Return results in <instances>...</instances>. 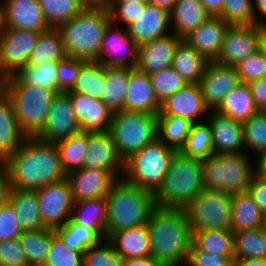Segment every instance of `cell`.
Returning <instances> with one entry per match:
<instances>
[{
    "label": "cell",
    "instance_id": "7dc6e473",
    "mask_svg": "<svg viewBox=\"0 0 266 266\" xmlns=\"http://www.w3.org/2000/svg\"><path fill=\"white\" fill-rule=\"evenodd\" d=\"M244 144L257 156L266 151V111H258L242 123Z\"/></svg>",
    "mask_w": 266,
    "mask_h": 266
},
{
    "label": "cell",
    "instance_id": "8c879c8a",
    "mask_svg": "<svg viewBox=\"0 0 266 266\" xmlns=\"http://www.w3.org/2000/svg\"><path fill=\"white\" fill-rule=\"evenodd\" d=\"M125 2H135L141 4H147L148 0H111L110 3H125Z\"/></svg>",
    "mask_w": 266,
    "mask_h": 266
},
{
    "label": "cell",
    "instance_id": "db71d44e",
    "mask_svg": "<svg viewBox=\"0 0 266 266\" xmlns=\"http://www.w3.org/2000/svg\"><path fill=\"white\" fill-rule=\"evenodd\" d=\"M234 255H219L198 249L192 242L190 244L188 259L185 265L188 266H233Z\"/></svg>",
    "mask_w": 266,
    "mask_h": 266
},
{
    "label": "cell",
    "instance_id": "bcb514c9",
    "mask_svg": "<svg viewBox=\"0 0 266 266\" xmlns=\"http://www.w3.org/2000/svg\"><path fill=\"white\" fill-rule=\"evenodd\" d=\"M38 2L45 22L52 28L69 21L85 8L80 0H38Z\"/></svg>",
    "mask_w": 266,
    "mask_h": 266
},
{
    "label": "cell",
    "instance_id": "836d02e7",
    "mask_svg": "<svg viewBox=\"0 0 266 266\" xmlns=\"http://www.w3.org/2000/svg\"><path fill=\"white\" fill-rule=\"evenodd\" d=\"M208 62L200 53L182 39L174 52L171 67L188 84H199Z\"/></svg>",
    "mask_w": 266,
    "mask_h": 266
},
{
    "label": "cell",
    "instance_id": "34e18365",
    "mask_svg": "<svg viewBox=\"0 0 266 266\" xmlns=\"http://www.w3.org/2000/svg\"><path fill=\"white\" fill-rule=\"evenodd\" d=\"M5 77L3 76V74L1 73V71H0V89L2 88V85H3V83L5 82Z\"/></svg>",
    "mask_w": 266,
    "mask_h": 266
},
{
    "label": "cell",
    "instance_id": "f5cc1de1",
    "mask_svg": "<svg viewBox=\"0 0 266 266\" xmlns=\"http://www.w3.org/2000/svg\"><path fill=\"white\" fill-rule=\"evenodd\" d=\"M241 83H250L266 76V59L261 49L235 66Z\"/></svg>",
    "mask_w": 266,
    "mask_h": 266
},
{
    "label": "cell",
    "instance_id": "60d3db41",
    "mask_svg": "<svg viewBox=\"0 0 266 266\" xmlns=\"http://www.w3.org/2000/svg\"><path fill=\"white\" fill-rule=\"evenodd\" d=\"M188 158L207 159L214 154L212 143V130L209 122L192 123L190 132L184 146L179 151Z\"/></svg>",
    "mask_w": 266,
    "mask_h": 266
},
{
    "label": "cell",
    "instance_id": "3957f363",
    "mask_svg": "<svg viewBox=\"0 0 266 266\" xmlns=\"http://www.w3.org/2000/svg\"><path fill=\"white\" fill-rule=\"evenodd\" d=\"M105 200L106 239L114 232L146 224L156 208L152 192L129 183L123 177L113 182Z\"/></svg>",
    "mask_w": 266,
    "mask_h": 266
},
{
    "label": "cell",
    "instance_id": "52a82bcc",
    "mask_svg": "<svg viewBox=\"0 0 266 266\" xmlns=\"http://www.w3.org/2000/svg\"><path fill=\"white\" fill-rule=\"evenodd\" d=\"M203 183L206 190H218L230 194L248 190L257 175L246 153L212 154L202 160Z\"/></svg>",
    "mask_w": 266,
    "mask_h": 266
},
{
    "label": "cell",
    "instance_id": "4316f807",
    "mask_svg": "<svg viewBox=\"0 0 266 266\" xmlns=\"http://www.w3.org/2000/svg\"><path fill=\"white\" fill-rule=\"evenodd\" d=\"M26 137L18 125L11 100L0 89V164L22 145Z\"/></svg>",
    "mask_w": 266,
    "mask_h": 266
},
{
    "label": "cell",
    "instance_id": "1f68e13d",
    "mask_svg": "<svg viewBox=\"0 0 266 266\" xmlns=\"http://www.w3.org/2000/svg\"><path fill=\"white\" fill-rule=\"evenodd\" d=\"M107 203L105 198L74 202L71 219L93 230L104 242L106 239Z\"/></svg>",
    "mask_w": 266,
    "mask_h": 266
},
{
    "label": "cell",
    "instance_id": "e0dca14e",
    "mask_svg": "<svg viewBox=\"0 0 266 266\" xmlns=\"http://www.w3.org/2000/svg\"><path fill=\"white\" fill-rule=\"evenodd\" d=\"M83 168L107 170L115 179L119 173L124 174V161L118 155L109 132H88Z\"/></svg>",
    "mask_w": 266,
    "mask_h": 266
},
{
    "label": "cell",
    "instance_id": "ab89813d",
    "mask_svg": "<svg viewBox=\"0 0 266 266\" xmlns=\"http://www.w3.org/2000/svg\"><path fill=\"white\" fill-rule=\"evenodd\" d=\"M105 82V66L97 61L85 62L78 73L71 91L90 97L102 98Z\"/></svg>",
    "mask_w": 266,
    "mask_h": 266
},
{
    "label": "cell",
    "instance_id": "30bf717a",
    "mask_svg": "<svg viewBox=\"0 0 266 266\" xmlns=\"http://www.w3.org/2000/svg\"><path fill=\"white\" fill-rule=\"evenodd\" d=\"M232 194L204 189L184 208L191 230H231Z\"/></svg>",
    "mask_w": 266,
    "mask_h": 266
},
{
    "label": "cell",
    "instance_id": "44dd1931",
    "mask_svg": "<svg viewBox=\"0 0 266 266\" xmlns=\"http://www.w3.org/2000/svg\"><path fill=\"white\" fill-rule=\"evenodd\" d=\"M229 26L230 24L220 16L211 15L183 39L207 61H215Z\"/></svg>",
    "mask_w": 266,
    "mask_h": 266
},
{
    "label": "cell",
    "instance_id": "74e56055",
    "mask_svg": "<svg viewBox=\"0 0 266 266\" xmlns=\"http://www.w3.org/2000/svg\"><path fill=\"white\" fill-rule=\"evenodd\" d=\"M88 142V132L79 131L72 136L55 142L62 168L67 174L82 169Z\"/></svg>",
    "mask_w": 266,
    "mask_h": 266
},
{
    "label": "cell",
    "instance_id": "8fae6325",
    "mask_svg": "<svg viewBox=\"0 0 266 266\" xmlns=\"http://www.w3.org/2000/svg\"><path fill=\"white\" fill-rule=\"evenodd\" d=\"M40 32L2 27L0 34V71L3 76L15 75L27 66Z\"/></svg>",
    "mask_w": 266,
    "mask_h": 266
},
{
    "label": "cell",
    "instance_id": "e7e4bbea",
    "mask_svg": "<svg viewBox=\"0 0 266 266\" xmlns=\"http://www.w3.org/2000/svg\"><path fill=\"white\" fill-rule=\"evenodd\" d=\"M122 266H161L151 256L141 258L123 259Z\"/></svg>",
    "mask_w": 266,
    "mask_h": 266
},
{
    "label": "cell",
    "instance_id": "f546056e",
    "mask_svg": "<svg viewBox=\"0 0 266 266\" xmlns=\"http://www.w3.org/2000/svg\"><path fill=\"white\" fill-rule=\"evenodd\" d=\"M233 232L264 227L265 214L259 209L248 191L232 194Z\"/></svg>",
    "mask_w": 266,
    "mask_h": 266
},
{
    "label": "cell",
    "instance_id": "c3c4849f",
    "mask_svg": "<svg viewBox=\"0 0 266 266\" xmlns=\"http://www.w3.org/2000/svg\"><path fill=\"white\" fill-rule=\"evenodd\" d=\"M149 77L160 103L188 84L172 67L154 72Z\"/></svg>",
    "mask_w": 266,
    "mask_h": 266
},
{
    "label": "cell",
    "instance_id": "89a4df30",
    "mask_svg": "<svg viewBox=\"0 0 266 266\" xmlns=\"http://www.w3.org/2000/svg\"><path fill=\"white\" fill-rule=\"evenodd\" d=\"M256 163L257 175L266 179V151L258 155Z\"/></svg>",
    "mask_w": 266,
    "mask_h": 266
},
{
    "label": "cell",
    "instance_id": "f6af8a7d",
    "mask_svg": "<svg viewBox=\"0 0 266 266\" xmlns=\"http://www.w3.org/2000/svg\"><path fill=\"white\" fill-rule=\"evenodd\" d=\"M15 76L26 86L46 88L58 93L57 63L25 66Z\"/></svg>",
    "mask_w": 266,
    "mask_h": 266
},
{
    "label": "cell",
    "instance_id": "f1b7e54d",
    "mask_svg": "<svg viewBox=\"0 0 266 266\" xmlns=\"http://www.w3.org/2000/svg\"><path fill=\"white\" fill-rule=\"evenodd\" d=\"M211 16L199 0H177L169 11L173 33L184 38Z\"/></svg>",
    "mask_w": 266,
    "mask_h": 266
},
{
    "label": "cell",
    "instance_id": "2644e50d",
    "mask_svg": "<svg viewBox=\"0 0 266 266\" xmlns=\"http://www.w3.org/2000/svg\"><path fill=\"white\" fill-rule=\"evenodd\" d=\"M177 0H148V3L154 4L160 8L170 11Z\"/></svg>",
    "mask_w": 266,
    "mask_h": 266
},
{
    "label": "cell",
    "instance_id": "7a4b0ae2",
    "mask_svg": "<svg viewBox=\"0 0 266 266\" xmlns=\"http://www.w3.org/2000/svg\"><path fill=\"white\" fill-rule=\"evenodd\" d=\"M151 257L161 266H181L188 259L192 232L184 209L156 207L147 222Z\"/></svg>",
    "mask_w": 266,
    "mask_h": 266
},
{
    "label": "cell",
    "instance_id": "e575fe53",
    "mask_svg": "<svg viewBox=\"0 0 266 266\" xmlns=\"http://www.w3.org/2000/svg\"><path fill=\"white\" fill-rule=\"evenodd\" d=\"M130 80V67L105 66L101 100L113 112L124 110V99Z\"/></svg>",
    "mask_w": 266,
    "mask_h": 266
},
{
    "label": "cell",
    "instance_id": "d6986e66",
    "mask_svg": "<svg viewBox=\"0 0 266 266\" xmlns=\"http://www.w3.org/2000/svg\"><path fill=\"white\" fill-rule=\"evenodd\" d=\"M74 202L105 198L116 180L107 170L82 168L66 174Z\"/></svg>",
    "mask_w": 266,
    "mask_h": 266
},
{
    "label": "cell",
    "instance_id": "ba28073f",
    "mask_svg": "<svg viewBox=\"0 0 266 266\" xmlns=\"http://www.w3.org/2000/svg\"><path fill=\"white\" fill-rule=\"evenodd\" d=\"M157 119L151 113L113 112L108 132L124 162L157 138Z\"/></svg>",
    "mask_w": 266,
    "mask_h": 266
},
{
    "label": "cell",
    "instance_id": "b9f144b4",
    "mask_svg": "<svg viewBox=\"0 0 266 266\" xmlns=\"http://www.w3.org/2000/svg\"><path fill=\"white\" fill-rule=\"evenodd\" d=\"M53 230L66 246L82 254L91 246L103 241L93 230L75 223L71 218L63 226Z\"/></svg>",
    "mask_w": 266,
    "mask_h": 266
},
{
    "label": "cell",
    "instance_id": "603a6c76",
    "mask_svg": "<svg viewBox=\"0 0 266 266\" xmlns=\"http://www.w3.org/2000/svg\"><path fill=\"white\" fill-rule=\"evenodd\" d=\"M182 38L174 33L138 45L136 68L147 75L171 67L174 52Z\"/></svg>",
    "mask_w": 266,
    "mask_h": 266
},
{
    "label": "cell",
    "instance_id": "83f0119b",
    "mask_svg": "<svg viewBox=\"0 0 266 266\" xmlns=\"http://www.w3.org/2000/svg\"><path fill=\"white\" fill-rule=\"evenodd\" d=\"M107 240L123 259L151 256L147 223L142 226L114 232Z\"/></svg>",
    "mask_w": 266,
    "mask_h": 266
},
{
    "label": "cell",
    "instance_id": "484cf974",
    "mask_svg": "<svg viewBox=\"0 0 266 266\" xmlns=\"http://www.w3.org/2000/svg\"><path fill=\"white\" fill-rule=\"evenodd\" d=\"M161 103L153 90L149 75L130 68V80L124 99V111L159 114Z\"/></svg>",
    "mask_w": 266,
    "mask_h": 266
},
{
    "label": "cell",
    "instance_id": "6125c7cd",
    "mask_svg": "<svg viewBox=\"0 0 266 266\" xmlns=\"http://www.w3.org/2000/svg\"><path fill=\"white\" fill-rule=\"evenodd\" d=\"M11 185L9 183L6 171L0 166V207L9 201V192Z\"/></svg>",
    "mask_w": 266,
    "mask_h": 266
},
{
    "label": "cell",
    "instance_id": "6da1fadb",
    "mask_svg": "<svg viewBox=\"0 0 266 266\" xmlns=\"http://www.w3.org/2000/svg\"><path fill=\"white\" fill-rule=\"evenodd\" d=\"M0 166L11 188L35 190L66 178L55 143L26 137L22 145Z\"/></svg>",
    "mask_w": 266,
    "mask_h": 266
},
{
    "label": "cell",
    "instance_id": "7402d4cb",
    "mask_svg": "<svg viewBox=\"0 0 266 266\" xmlns=\"http://www.w3.org/2000/svg\"><path fill=\"white\" fill-rule=\"evenodd\" d=\"M199 84H187L161 103L158 116H179L197 123V118L209 113Z\"/></svg>",
    "mask_w": 266,
    "mask_h": 266
},
{
    "label": "cell",
    "instance_id": "03108f58",
    "mask_svg": "<svg viewBox=\"0 0 266 266\" xmlns=\"http://www.w3.org/2000/svg\"><path fill=\"white\" fill-rule=\"evenodd\" d=\"M206 11L212 16H218L223 7L224 0H199Z\"/></svg>",
    "mask_w": 266,
    "mask_h": 266
},
{
    "label": "cell",
    "instance_id": "8d00e7d4",
    "mask_svg": "<svg viewBox=\"0 0 266 266\" xmlns=\"http://www.w3.org/2000/svg\"><path fill=\"white\" fill-rule=\"evenodd\" d=\"M234 260L266 259V227L233 232Z\"/></svg>",
    "mask_w": 266,
    "mask_h": 266
},
{
    "label": "cell",
    "instance_id": "4fadbf2b",
    "mask_svg": "<svg viewBox=\"0 0 266 266\" xmlns=\"http://www.w3.org/2000/svg\"><path fill=\"white\" fill-rule=\"evenodd\" d=\"M265 28L256 24L230 25L225 33L221 51L215 62L237 66L260 49Z\"/></svg>",
    "mask_w": 266,
    "mask_h": 266
},
{
    "label": "cell",
    "instance_id": "816d5d0a",
    "mask_svg": "<svg viewBox=\"0 0 266 266\" xmlns=\"http://www.w3.org/2000/svg\"><path fill=\"white\" fill-rule=\"evenodd\" d=\"M253 0H224L221 13L218 15L230 25L254 24L252 9Z\"/></svg>",
    "mask_w": 266,
    "mask_h": 266
},
{
    "label": "cell",
    "instance_id": "be15d7a7",
    "mask_svg": "<svg viewBox=\"0 0 266 266\" xmlns=\"http://www.w3.org/2000/svg\"><path fill=\"white\" fill-rule=\"evenodd\" d=\"M254 1H252L254 24L266 29V21H264L263 19H260L258 17L259 15L256 12L258 9L259 13H261L262 15L266 17V0H254ZM254 3H256L255 4L256 7H254L255 6Z\"/></svg>",
    "mask_w": 266,
    "mask_h": 266
},
{
    "label": "cell",
    "instance_id": "d6a6232c",
    "mask_svg": "<svg viewBox=\"0 0 266 266\" xmlns=\"http://www.w3.org/2000/svg\"><path fill=\"white\" fill-rule=\"evenodd\" d=\"M215 111L243 123L258 112V109L249 85L247 83H240L224 97Z\"/></svg>",
    "mask_w": 266,
    "mask_h": 266
},
{
    "label": "cell",
    "instance_id": "4dcf8cb0",
    "mask_svg": "<svg viewBox=\"0 0 266 266\" xmlns=\"http://www.w3.org/2000/svg\"><path fill=\"white\" fill-rule=\"evenodd\" d=\"M9 202L14 207L23 231H38L46 228L42 224L35 190L11 188Z\"/></svg>",
    "mask_w": 266,
    "mask_h": 266
},
{
    "label": "cell",
    "instance_id": "5b68a950",
    "mask_svg": "<svg viewBox=\"0 0 266 266\" xmlns=\"http://www.w3.org/2000/svg\"><path fill=\"white\" fill-rule=\"evenodd\" d=\"M204 190L202 160L176 152L161 186L154 193L156 207L184 209Z\"/></svg>",
    "mask_w": 266,
    "mask_h": 266
},
{
    "label": "cell",
    "instance_id": "5bb4252c",
    "mask_svg": "<svg viewBox=\"0 0 266 266\" xmlns=\"http://www.w3.org/2000/svg\"><path fill=\"white\" fill-rule=\"evenodd\" d=\"M79 131L80 122L73 111L70 96L67 92H61L54 97L47 121L35 137L44 142L55 143Z\"/></svg>",
    "mask_w": 266,
    "mask_h": 266
},
{
    "label": "cell",
    "instance_id": "9a60e30c",
    "mask_svg": "<svg viewBox=\"0 0 266 266\" xmlns=\"http://www.w3.org/2000/svg\"><path fill=\"white\" fill-rule=\"evenodd\" d=\"M122 31L110 22L101 41L99 60L104 66L136 68L138 44L129 36L127 28Z\"/></svg>",
    "mask_w": 266,
    "mask_h": 266
},
{
    "label": "cell",
    "instance_id": "277c9868",
    "mask_svg": "<svg viewBox=\"0 0 266 266\" xmlns=\"http://www.w3.org/2000/svg\"><path fill=\"white\" fill-rule=\"evenodd\" d=\"M110 22L108 9L84 8L78 15L60 24L57 29L67 57L86 62L98 61L103 34Z\"/></svg>",
    "mask_w": 266,
    "mask_h": 266
},
{
    "label": "cell",
    "instance_id": "9c48e42d",
    "mask_svg": "<svg viewBox=\"0 0 266 266\" xmlns=\"http://www.w3.org/2000/svg\"><path fill=\"white\" fill-rule=\"evenodd\" d=\"M176 152L156 138L124 162L123 178L154 194L161 186Z\"/></svg>",
    "mask_w": 266,
    "mask_h": 266
},
{
    "label": "cell",
    "instance_id": "8992f818",
    "mask_svg": "<svg viewBox=\"0 0 266 266\" xmlns=\"http://www.w3.org/2000/svg\"><path fill=\"white\" fill-rule=\"evenodd\" d=\"M12 102L21 131L35 137L44 127L57 92L26 86L15 75L6 77L1 88Z\"/></svg>",
    "mask_w": 266,
    "mask_h": 266
},
{
    "label": "cell",
    "instance_id": "ee69618b",
    "mask_svg": "<svg viewBox=\"0 0 266 266\" xmlns=\"http://www.w3.org/2000/svg\"><path fill=\"white\" fill-rule=\"evenodd\" d=\"M192 243L198 248L219 255H234L232 230H191Z\"/></svg>",
    "mask_w": 266,
    "mask_h": 266
},
{
    "label": "cell",
    "instance_id": "680465c9",
    "mask_svg": "<svg viewBox=\"0 0 266 266\" xmlns=\"http://www.w3.org/2000/svg\"><path fill=\"white\" fill-rule=\"evenodd\" d=\"M144 7L145 4L135 2L110 3L108 10L110 12L111 22L115 25L120 20L127 27L137 19V16L140 11H143Z\"/></svg>",
    "mask_w": 266,
    "mask_h": 266
},
{
    "label": "cell",
    "instance_id": "f35d334b",
    "mask_svg": "<svg viewBox=\"0 0 266 266\" xmlns=\"http://www.w3.org/2000/svg\"><path fill=\"white\" fill-rule=\"evenodd\" d=\"M54 230L44 228L38 231H24L19 237V244L24 251L29 266H42L47 258Z\"/></svg>",
    "mask_w": 266,
    "mask_h": 266
},
{
    "label": "cell",
    "instance_id": "9f6ffc18",
    "mask_svg": "<svg viewBox=\"0 0 266 266\" xmlns=\"http://www.w3.org/2000/svg\"><path fill=\"white\" fill-rule=\"evenodd\" d=\"M18 221L17 213L9 201L0 207V241L17 239L24 232Z\"/></svg>",
    "mask_w": 266,
    "mask_h": 266
},
{
    "label": "cell",
    "instance_id": "11a10c76",
    "mask_svg": "<svg viewBox=\"0 0 266 266\" xmlns=\"http://www.w3.org/2000/svg\"><path fill=\"white\" fill-rule=\"evenodd\" d=\"M85 62L71 57H66L64 60L57 62L58 93H66L72 90L79 70Z\"/></svg>",
    "mask_w": 266,
    "mask_h": 266
},
{
    "label": "cell",
    "instance_id": "6f0895ef",
    "mask_svg": "<svg viewBox=\"0 0 266 266\" xmlns=\"http://www.w3.org/2000/svg\"><path fill=\"white\" fill-rule=\"evenodd\" d=\"M1 266H29L19 240L0 241Z\"/></svg>",
    "mask_w": 266,
    "mask_h": 266
},
{
    "label": "cell",
    "instance_id": "ac0fdd59",
    "mask_svg": "<svg viewBox=\"0 0 266 266\" xmlns=\"http://www.w3.org/2000/svg\"><path fill=\"white\" fill-rule=\"evenodd\" d=\"M2 25L6 28L43 32L50 27L38 0H4L0 3Z\"/></svg>",
    "mask_w": 266,
    "mask_h": 266
},
{
    "label": "cell",
    "instance_id": "003e7915",
    "mask_svg": "<svg viewBox=\"0 0 266 266\" xmlns=\"http://www.w3.org/2000/svg\"><path fill=\"white\" fill-rule=\"evenodd\" d=\"M111 0H80L85 8L108 9Z\"/></svg>",
    "mask_w": 266,
    "mask_h": 266
},
{
    "label": "cell",
    "instance_id": "11e5206c",
    "mask_svg": "<svg viewBox=\"0 0 266 266\" xmlns=\"http://www.w3.org/2000/svg\"><path fill=\"white\" fill-rule=\"evenodd\" d=\"M2 27H3V25H2V17H1V12H0V34H1V31H2Z\"/></svg>",
    "mask_w": 266,
    "mask_h": 266
},
{
    "label": "cell",
    "instance_id": "a7ac6f4b",
    "mask_svg": "<svg viewBox=\"0 0 266 266\" xmlns=\"http://www.w3.org/2000/svg\"><path fill=\"white\" fill-rule=\"evenodd\" d=\"M233 266H266V259H243L234 260Z\"/></svg>",
    "mask_w": 266,
    "mask_h": 266
},
{
    "label": "cell",
    "instance_id": "2e32d148",
    "mask_svg": "<svg viewBox=\"0 0 266 266\" xmlns=\"http://www.w3.org/2000/svg\"><path fill=\"white\" fill-rule=\"evenodd\" d=\"M240 83L235 67L215 61L208 62L199 82L205 105L210 111L215 110L224 97Z\"/></svg>",
    "mask_w": 266,
    "mask_h": 266
},
{
    "label": "cell",
    "instance_id": "d590c367",
    "mask_svg": "<svg viewBox=\"0 0 266 266\" xmlns=\"http://www.w3.org/2000/svg\"><path fill=\"white\" fill-rule=\"evenodd\" d=\"M66 57L60 31L50 27L48 30L40 32L27 66H39L47 62L57 63Z\"/></svg>",
    "mask_w": 266,
    "mask_h": 266
},
{
    "label": "cell",
    "instance_id": "f907efd6",
    "mask_svg": "<svg viewBox=\"0 0 266 266\" xmlns=\"http://www.w3.org/2000/svg\"><path fill=\"white\" fill-rule=\"evenodd\" d=\"M104 241L91 246L83 253V266H122L123 258L107 239Z\"/></svg>",
    "mask_w": 266,
    "mask_h": 266
},
{
    "label": "cell",
    "instance_id": "7bdbcfd3",
    "mask_svg": "<svg viewBox=\"0 0 266 266\" xmlns=\"http://www.w3.org/2000/svg\"><path fill=\"white\" fill-rule=\"evenodd\" d=\"M192 123L179 116H158L157 138L177 152L184 146Z\"/></svg>",
    "mask_w": 266,
    "mask_h": 266
},
{
    "label": "cell",
    "instance_id": "681fc988",
    "mask_svg": "<svg viewBox=\"0 0 266 266\" xmlns=\"http://www.w3.org/2000/svg\"><path fill=\"white\" fill-rule=\"evenodd\" d=\"M42 266H83V254L70 249L55 235Z\"/></svg>",
    "mask_w": 266,
    "mask_h": 266
},
{
    "label": "cell",
    "instance_id": "753ad0ef",
    "mask_svg": "<svg viewBox=\"0 0 266 266\" xmlns=\"http://www.w3.org/2000/svg\"><path fill=\"white\" fill-rule=\"evenodd\" d=\"M260 49L262 50L264 57L266 59V29L264 30L263 37L261 39Z\"/></svg>",
    "mask_w": 266,
    "mask_h": 266
},
{
    "label": "cell",
    "instance_id": "cb8c5ba5",
    "mask_svg": "<svg viewBox=\"0 0 266 266\" xmlns=\"http://www.w3.org/2000/svg\"><path fill=\"white\" fill-rule=\"evenodd\" d=\"M214 154H239L245 148L242 123L221 115L215 110L209 113Z\"/></svg>",
    "mask_w": 266,
    "mask_h": 266
},
{
    "label": "cell",
    "instance_id": "91938a15",
    "mask_svg": "<svg viewBox=\"0 0 266 266\" xmlns=\"http://www.w3.org/2000/svg\"><path fill=\"white\" fill-rule=\"evenodd\" d=\"M247 191L259 209L266 214V179L256 175Z\"/></svg>",
    "mask_w": 266,
    "mask_h": 266
},
{
    "label": "cell",
    "instance_id": "7c38bea8",
    "mask_svg": "<svg viewBox=\"0 0 266 266\" xmlns=\"http://www.w3.org/2000/svg\"><path fill=\"white\" fill-rule=\"evenodd\" d=\"M35 192L42 224L46 228L61 227L71 218L74 200L66 178L37 188Z\"/></svg>",
    "mask_w": 266,
    "mask_h": 266
},
{
    "label": "cell",
    "instance_id": "ffe728a7",
    "mask_svg": "<svg viewBox=\"0 0 266 266\" xmlns=\"http://www.w3.org/2000/svg\"><path fill=\"white\" fill-rule=\"evenodd\" d=\"M67 93L76 118L80 122L81 131L91 133L109 131L113 111L101 99L80 93Z\"/></svg>",
    "mask_w": 266,
    "mask_h": 266
},
{
    "label": "cell",
    "instance_id": "94428289",
    "mask_svg": "<svg viewBox=\"0 0 266 266\" xmlns=\"http://www.w3.org/2000/svg\"><path fill=\"white\" fill-rule=\"evenodd\" d=\"M248 85L258 111H266V76Z\"/></svg>",
    "mask_w": 266,
    "mask_h": 266
},
{
    "label": "cell",
    "instance_id": "d4e9b609",
    "mask_svg": "<svg viewBox=\"0 0 266 266\" xmlns=\"http://www.w3.org/2000/svg\"><path fill=\"white\" fill-rule=\"evenodd\" d=\"M169 12L154 4L147 3L137 19L126 28L129 36L138 44L168 35Z\"/></svg>",
    "mask_w": 266,
    "mask_h": 266
}]
</instances>
